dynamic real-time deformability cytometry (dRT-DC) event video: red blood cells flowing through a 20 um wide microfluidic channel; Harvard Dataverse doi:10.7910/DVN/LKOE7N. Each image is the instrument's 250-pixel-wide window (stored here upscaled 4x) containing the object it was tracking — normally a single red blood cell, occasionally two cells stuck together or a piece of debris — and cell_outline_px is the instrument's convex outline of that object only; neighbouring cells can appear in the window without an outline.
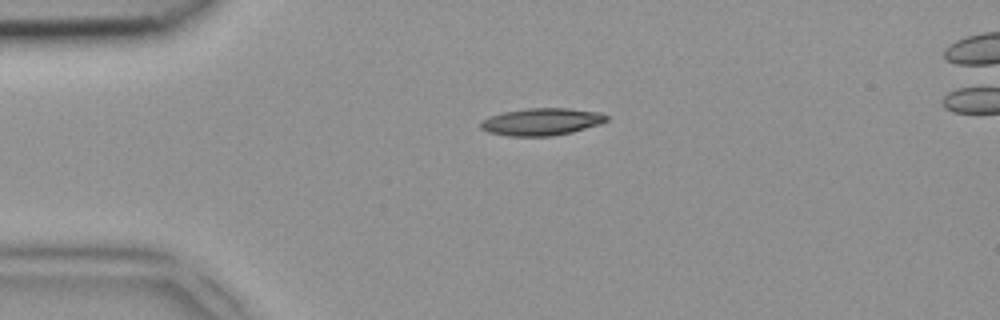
{"species": "common noctule bat (a hibernating species)", "species_latin": "Nyctalus noctula", "temperature_condition": "room temperature", "stored_images_in_passage": 37, "camera_frame_rate_fps": 3000, "um_per_image_px": 0.085, "animal": {"sex": "female", "body_mass_g": 18.4}, "frame": {"image": 1, "passage_image": 1, "time_ms": 0.0, "image_size_px": [1000, 320], "cell_outline_px": [[608, 120], [600, 124], [572, 132], [552, 136], [508, 136], [488, 132], [480, 128], [480, 124], [488, 116], [504, 112], [524, 108], [568, 108], [600, 112], [608, 116]], "centroid_in_image_um": [46.04, 10.34], "position_along_channel_um": 39.0, "area_um2": 20.06}}
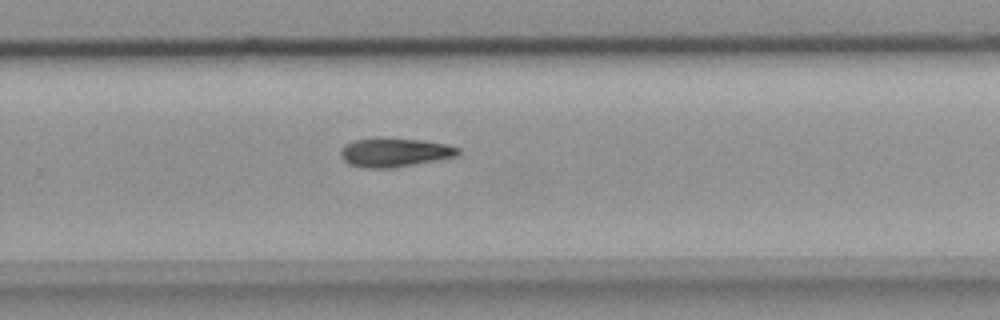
{"frame": {"image": 2, "passage_image": 21, "time_ms": 6.667, "image_size_px": [1000, 320], "cell_outline_px": [[460, 152], [456, 156], [396, 168], [364, 168], [348, 164], [344, 160], [340, 152], [344, 144], [356, 140], [420, 140], [448, 144], [460, 148]], "centroid_in_image_um": [33.56, 13.0], "position_along_channel_um": 296.2, "area_um2": 19.19}}
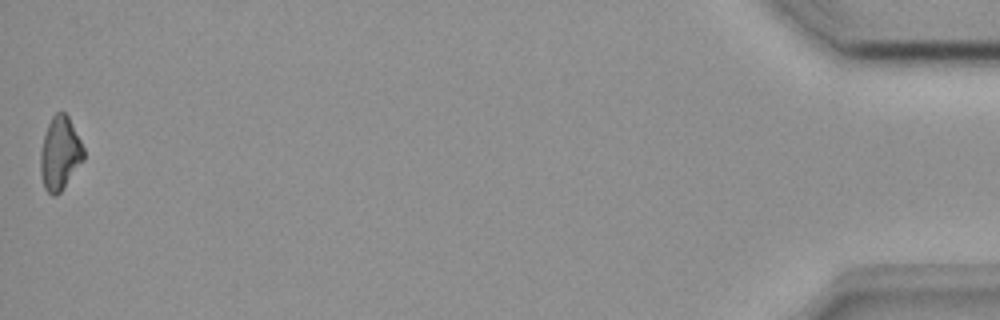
{"frame": {"image": 3, "passage_image": 37, "time_ms": 12.0, "image_size_px": [1000, 320], "cell_outline_px": [[84, 160], [60, 192], [56, 196], [52, 196], [44, 188], [40, 172], [40, 152], [44, 136], [48, 124], [52, 116], [56, 112], [64, 112], [68, 116], [84, 148]], "centroid_in_image_um": [5.09, 13.06], "position_along_channel_um": 430.1, "area_um2": 18.38}}